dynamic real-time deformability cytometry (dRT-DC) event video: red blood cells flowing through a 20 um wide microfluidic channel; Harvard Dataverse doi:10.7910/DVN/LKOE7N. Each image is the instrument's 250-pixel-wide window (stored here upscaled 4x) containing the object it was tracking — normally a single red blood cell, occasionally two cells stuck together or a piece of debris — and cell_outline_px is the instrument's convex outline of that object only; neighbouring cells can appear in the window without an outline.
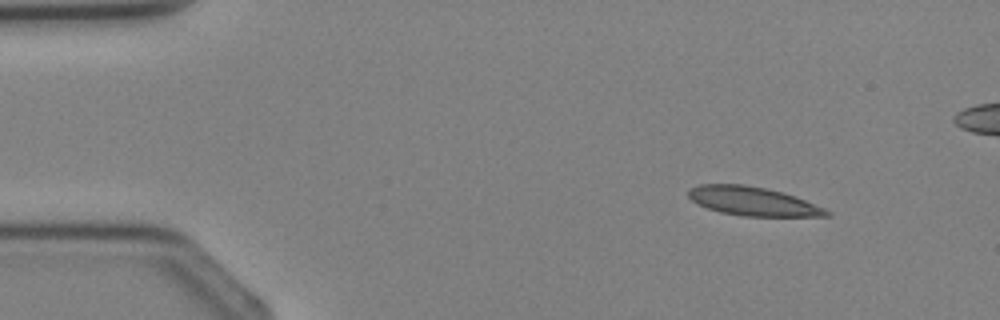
{"species": "Egyptian fruit bat (a non-hibernating species)", "species_latin": "Rousettus aegyptiacus", "temperature_condition": "cold", "stored_images_in_passage": 3, "camera_frame_rate_fps": 3000, "um_per_image_px": 0.085, "animal": {"sex": "female"}, "frame": {"image": 1, "passage_image": 1, "time_ms": 0.0, "image_size_px": [1000, 320], "cell_outline_px": [[832, 216], [744, 216], [720, 212], [696, 204], [688, 196], [688, 188], [700, 184], [744, 184], [784, 192], [824, 208], [832, 212]], "centroid_in_image_um": [63.97, 17.1], "position_along_channel_um": 21.0, "area_um2": 23.18}}